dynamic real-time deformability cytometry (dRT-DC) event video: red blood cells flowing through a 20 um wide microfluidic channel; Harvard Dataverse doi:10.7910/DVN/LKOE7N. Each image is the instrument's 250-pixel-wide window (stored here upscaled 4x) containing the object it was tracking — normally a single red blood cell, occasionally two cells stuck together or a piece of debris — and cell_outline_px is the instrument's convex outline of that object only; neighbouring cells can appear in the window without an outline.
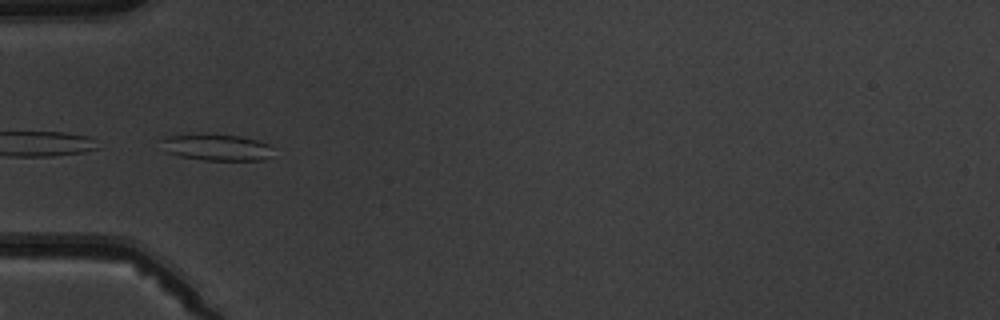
{"species": "common noctule bat (a hibernating species)", "species_latin": "Nyctalus noctula", "temperature_condition": "warm", "stored_images_in_passage": 6, "camera_frame_rate_fps": 3000, "um_per_image_px": 0.085, "animal": {"sex": "male", "body_mass_g": 19.5, "forearm_length_mm": 54.6}, "frame": {"image": 1, "passage_image": 5, "time_ms": 4.333, "image_size_px": [1000, 320], "cell_outline_px": [[276, 148], [264, 160], [204, 160], [180, 156], [168, 152], [164, 140], [164, 136], [240, 136], [256, 140], [268, 144]], "centroid_in_image_um": [18.55, 12.56], "position_along_channel_um": 66.5, "area_um2": 16.3}}